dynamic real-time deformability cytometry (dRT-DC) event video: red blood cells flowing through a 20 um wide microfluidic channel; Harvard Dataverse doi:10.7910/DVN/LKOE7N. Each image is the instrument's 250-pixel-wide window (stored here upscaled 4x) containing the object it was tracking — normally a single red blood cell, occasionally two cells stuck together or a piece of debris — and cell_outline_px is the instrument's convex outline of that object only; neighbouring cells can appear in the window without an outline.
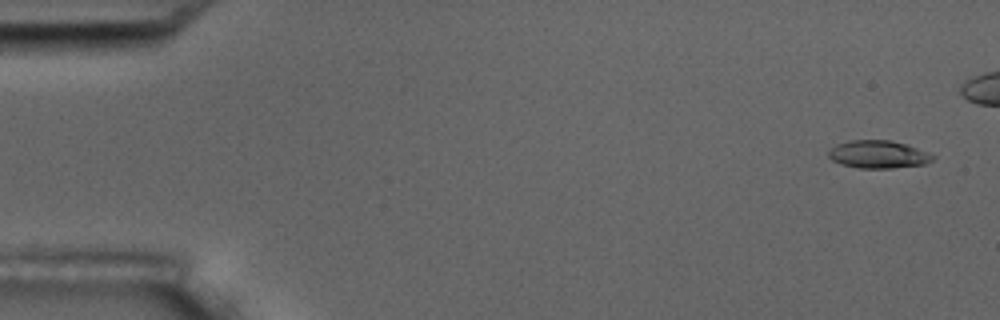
{"species": "common noctule bat (a hibernating species)", "species_latin": "Nyctalus noctula", "temperature_condition": "room temperature", "stored_images_in_passage": 6, "camera_frame_rate_fps": 3000, "um_per_image_px": 0.085, "animal": {"sex": "male", "body_mass_g": 17.5, "forearm_length_mm": 52.3}, "frame": {"image": 1, "passage_image": 1, "time_ms": 0.0, "image_size_px": [1000, 320], "cell_outline_px": [[936, 156], [932, 160], [924, 164], [892, 168], [856, 168], [840, 164], [832, 160], [828, 156], [828, 152], [836, 144], [848, 140], [888, 140], [904, 144], [928, 152]], "centroid_in_image_um": [74.62, 13.13], "position_along_channel_um": 10.4, "area_um2": 16.82}}